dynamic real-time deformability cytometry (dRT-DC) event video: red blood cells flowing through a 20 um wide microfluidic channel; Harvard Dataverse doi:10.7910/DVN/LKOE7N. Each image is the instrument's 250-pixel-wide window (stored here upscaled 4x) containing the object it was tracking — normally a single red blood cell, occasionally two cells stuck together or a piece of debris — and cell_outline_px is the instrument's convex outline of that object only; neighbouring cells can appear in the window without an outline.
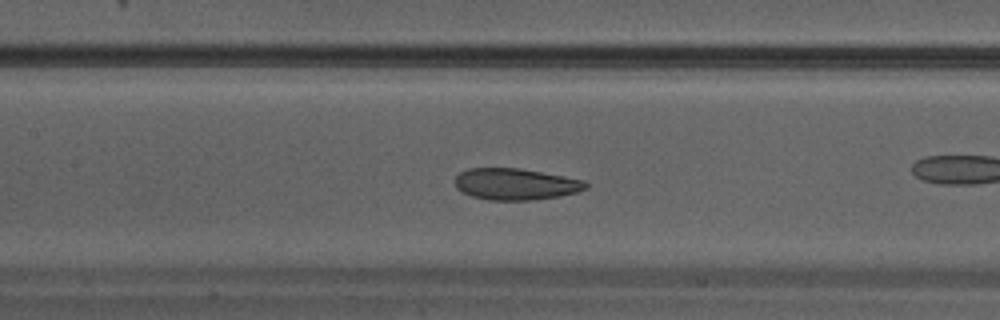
{"species": "Egyptian fruit bat (a non-hibernating species)", "species_latin": "Rousettus aegyptiacus", "temperature_condition": "warm", "stored_images_in_passage": 34, "camera_frame_rate_fps": 3000, "um_per_image_px": 0.085, "animal": {"sex": "male"}, "frame": {"image": 1, "passage_image": 15, "time_ms": 4.667, "image_size_px": [1000, 320], "cell_outline_px": [[588, 188], [576, 192], [560, 196], [532, 200], [488, 200], [472, 196], [460, 192], [456, 188], [456, 176], [460, 172], [468, 168], [520, 168], [584, 180], [588, 184]], "centroid_in_image_um": [43.81, 15.65], "position_along_channel_um": 163.6, "area_um2": 24.04}}